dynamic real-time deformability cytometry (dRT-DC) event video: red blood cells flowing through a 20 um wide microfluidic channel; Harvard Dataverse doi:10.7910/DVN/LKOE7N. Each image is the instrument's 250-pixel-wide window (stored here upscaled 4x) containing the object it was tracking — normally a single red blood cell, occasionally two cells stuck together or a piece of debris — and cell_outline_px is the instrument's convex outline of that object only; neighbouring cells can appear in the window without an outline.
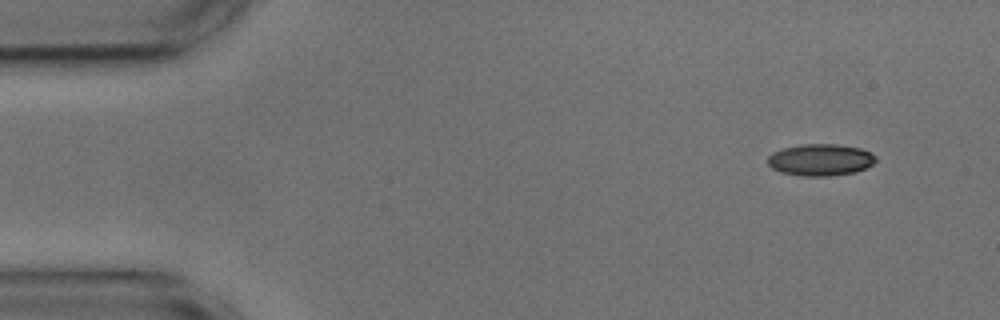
{"species": "common noctule bat (a hibernating species)", "species_latin": "Nyctalus noctula", "temperature_condition": "cold", "stored_images_in_passage": 4, "camera_frame_rate_fps": 3000, "um_per_image_px": 0.085, "animal": {"sex": "male", "body_mass_g": 17.9, "forearm_length_mm": 54.2}, "frame": {"image": 1, "passage_image": 1, "time_ms": 0.0, "image_size_px": [1000, 320], "cell_outline_px": [[876, 160], [872, 164], [856, 172], [828, 176], [804, 176], [780, 172], [772, 168], [768, 164], [768, 156], [772, 152], [784, 148], [804, 144], [836, 144], [860, 148], [872, 152], [876, 156]], "centroid_in_image_um": [69.74, 13.58], "position_along_channel_um": 15.3, "area_um2": 20.0}}